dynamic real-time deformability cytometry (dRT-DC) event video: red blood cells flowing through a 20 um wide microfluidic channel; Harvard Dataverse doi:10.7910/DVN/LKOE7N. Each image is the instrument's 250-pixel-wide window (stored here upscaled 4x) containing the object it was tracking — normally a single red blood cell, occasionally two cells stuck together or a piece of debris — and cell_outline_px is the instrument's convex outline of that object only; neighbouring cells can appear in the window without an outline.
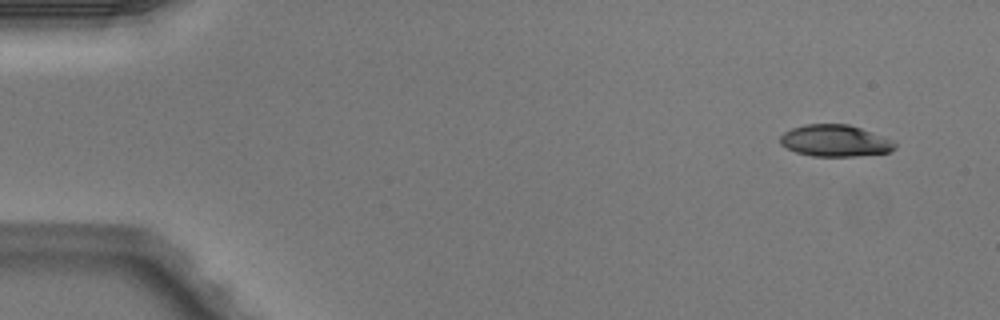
{"species": "Egyptian fruit bat (a non-hibernating species)", "species_latin": "Rousettus aegyptiacus", "temperature_condition": "warm", "stored_images_in_passage": 5, "segment_of_instrument_passage": [1, 2], "camera_frame_rate_fps": 3000, "um_per_image_px": 0.085, "animal": {"sex": "male"}, "frame": {"image": 1, "passage_image": 1, "time_ms": 0.0, "image_size_px": [1000, 320], "cell_outline_px": [[896, 148], [888, 152], [856, 156], [812, 156], [796, 152], [780, 144], [780, 136], [784, 132], [792, 128], [804, 124], [848, 124], [860, 128], [892, 140], [896, 144]], "centroid_in_image_um": [70.96, 11.96], "position_along_channel_um": 14.0, "area_um2": 21.04}}
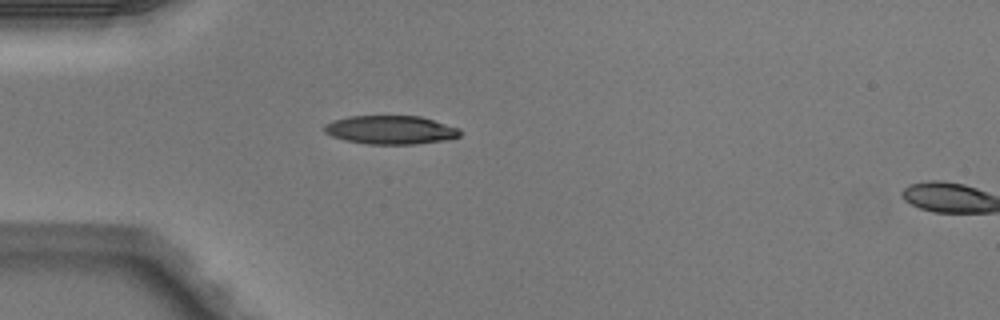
{"frame": {"image": 2, "passage_image": 4, "time_ms": 1.0, "image_size_px": [1000, 320], "cell_outline_px": [[460, 136], [448, 140], [412, 144], [368, 144], [344, 140], [332, 136], [324, 132], [324, 124], [332, 120], [348, 116], [420, 116], [460, 128]], "centroid_in_image_um": [33.19, 11.04], "position_along_channel_um": 51.8, "area_um2": 22.72}}